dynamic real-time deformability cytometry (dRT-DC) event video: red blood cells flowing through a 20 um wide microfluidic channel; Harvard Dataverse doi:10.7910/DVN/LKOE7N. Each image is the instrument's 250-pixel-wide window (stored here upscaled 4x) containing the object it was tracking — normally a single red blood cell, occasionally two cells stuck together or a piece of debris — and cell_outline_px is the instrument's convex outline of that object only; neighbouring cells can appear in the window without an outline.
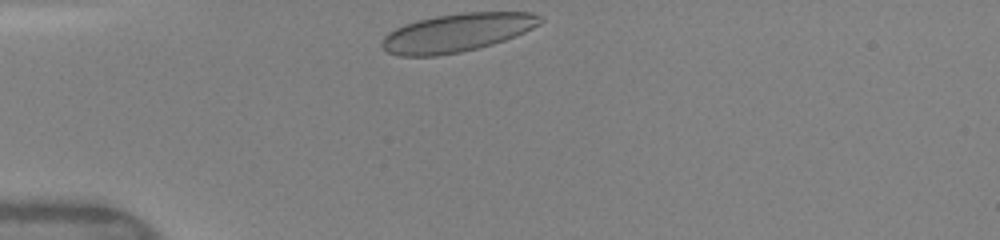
{"species": "human", "species_latin": "Homo sapiens", "temperature_condition": "warm", "stored_images_in_passage": 30, "camera_frame_rate_fps": 3000, "um_per_image_px": 0.085, "donor": {"sex": "female"}, "frame": {"image": 1, "passage_image": 1, "time_ms": 0.0, "image_size_px": [1000, 240], "cell_outline_px": [[544, 20], [540, 24], [516, 36], [492, 44], [460, 52], [436, 56], [400, 56], [388, 52], [380, 44], [384, 36], [388, 32], [404, 24], [416, 20], [436, 16], [464, 12], [532, 12], [544, 16]], "centroid_in_image_um": [38.86, 2.76], "position_along_channel_um": 46.1, "area_um2": 35.43}}
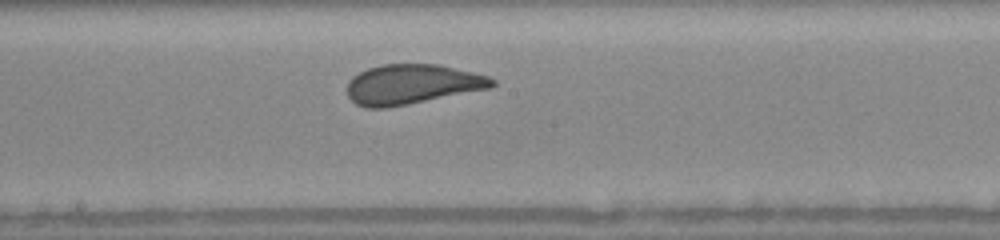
{"frame": {"image": 2, "passage_image": 15, "time_ms": 4.667, "image_size_px": [1000, 240], "cell_outline_px": [[496, 84], [492, 88], [408, 104], [384, 108], [368, 108], [356, 104], [348, 96], [348, 80], [352, 76], [368, 68], [380, 64], [440, 64], [488, 76], [496, 80]], "centroid_in_image_um": [35.04, 7.16], "position_along_channel_um": 213.2, "area_um2": 33.76}}
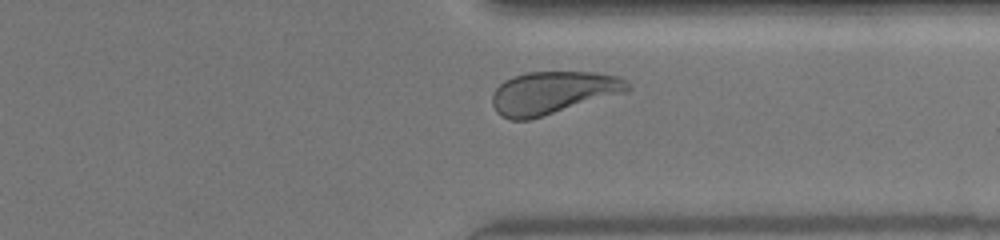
{"frame": {"image": 3, "passage_image": 26, "time_ms": 8.333, "image_size_px": [1000, 240], "cell_outline_px": [[632, 88], [628, 92], [528, 120], [512, 120], [500, 116], [496, 112], [492, 104], [492, 96], [496, 88], [504, 80], [512, 76], [528, 72], [596, 72], [620, 76]], "centroid_in_image_um": [47.0, 7.88], "position_along_channel_um": 364.4, "area_um2": 33.81}, "authors_computed_cell_mechanics": {"area_um2": 33.8708, "velocity_mm_per_s": 4.121, "shape_relaxation_time_tau1_ms": 3.9755, "shape_relaxation_time_tau2_ms": null, "deformation_change_tau1": 0.1272, "deformation_change_tau2": null}}